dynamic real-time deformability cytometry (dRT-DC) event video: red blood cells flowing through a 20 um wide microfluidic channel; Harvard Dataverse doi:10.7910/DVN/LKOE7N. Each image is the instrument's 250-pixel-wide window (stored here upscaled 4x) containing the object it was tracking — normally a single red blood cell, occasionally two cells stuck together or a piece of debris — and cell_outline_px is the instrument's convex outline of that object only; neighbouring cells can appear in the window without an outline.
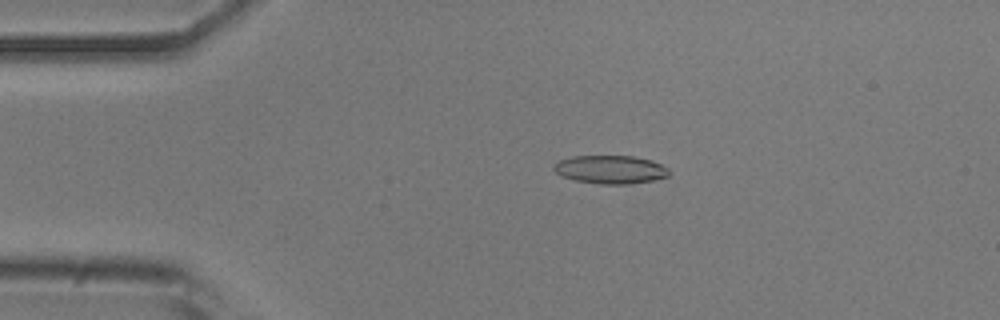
{"species": "common noctule bat (a hibernating species)", "species_latin": "Nyctalus noctula", "temperature_condition": "room temperature", "stored_images_in_passage": 51, "camera_frame_rate_fps": 3000, "um_per_image_px": 0.085, "animal": {"sex": "male", "body_mass_g": 20.5, "forearm_length_mm": 52.5}, "frame": {"image": 1, "passage_image": 10, "time_ms": 3.0, "image_size_px": [1000, 320], "cell_outline_px": [[668, 176], [652, 180], [628, 184], [600, 184], [576, 180], [560, 176], [552, 168], [552, 164], [560, 160], [572, 156], [632, 156], [652, 160], [668, 168]], "centroid_in_image_um": [51.84, 14.4], "position_along_channel_um": 33.2, "area_um2": 18.96}}
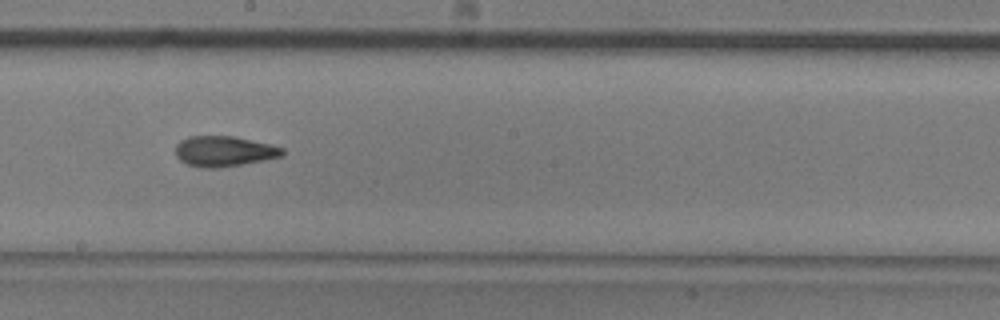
{"frame": {"image": 2, "passage_image": 28, "time_ms": 9.0, "image_size_px": [1000, 320], "cell_outline_px": [[284, 156], [264, 160], [216, 168], [204, 168], [188, 164], [180, 160], [176, 156], [176, 144], [180, 140], [188, 136], [236, 136], [272, 144], [284, 148]], "centroid_in_image_um": [19.07, 12.84], "position_along_channel_um": 229.1, "area_um2": 19.07}}
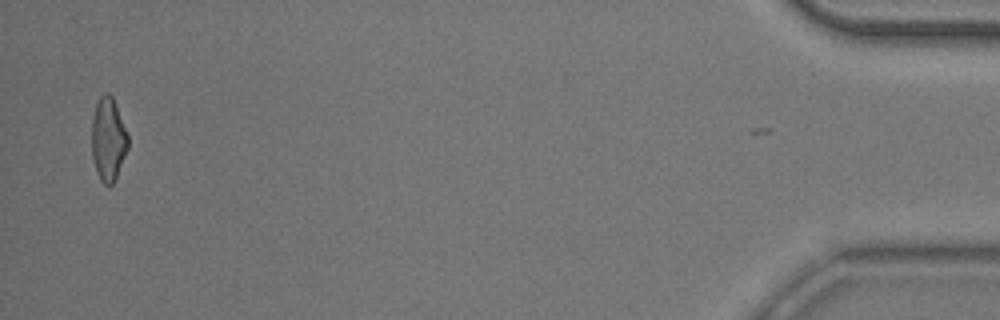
{"frame": {"image": 3, "passage_image": 50, "time_ms": 16.333, "image_size_px": [1000, 320], "cell_outline_px": [[128, 148], [116, 176], [112, 184], [108, 188], [100, 180], [96, 172], [92, 156], [92, 116], [96, 104], [100, 96], [104, 92], [108, 92], [112, 96], [116, 104], [128, 136]], "centroid_in_image_um": [9.18, 11.83], "position_along_channel_um": 426.0, "area_um2": 17.63}, "authors_computed_cell_mechanics": {"area_um2": 18.4382, "velocity_mm_per_s": 3.9087, "shape_relaxation_time_tau1_ms": 7.2412, "shape_relaxation_time_tau2_ms": 3.1971, "deformation_change_tau1": 0.209, "deformation_change_tau2": 0.1227}}